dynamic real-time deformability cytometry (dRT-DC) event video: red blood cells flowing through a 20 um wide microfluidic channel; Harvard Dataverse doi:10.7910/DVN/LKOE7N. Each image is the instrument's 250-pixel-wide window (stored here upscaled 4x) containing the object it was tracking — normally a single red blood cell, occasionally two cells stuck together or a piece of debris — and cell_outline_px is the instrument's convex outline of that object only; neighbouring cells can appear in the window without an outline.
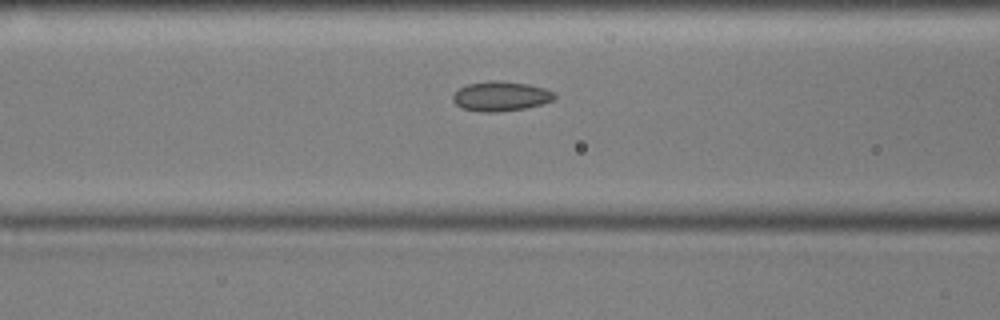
{"species": "common noctule bat (a hibernating species)", "species_latin": "Nyctalus noctula", "temperature_condition": "cold", "stored_images_in_passage": 51, "camera_frame_rate_fps": 3000, "um_per_image_px": 0.085, "animal": {"sex": "male", "body_mass_g": 17.9, "forearm_length_mm": 54.2}, "frame": {"image": 1, "passage_image": 17, "time_ms": 5.333, "image_size_px": [1000, 320], "cell_outline_px": [[556, 96], [552, 100], [540, 104], [524, 108], [496, 112], [480, 112], [464, 108], [456, 104], [452, 100], [452, 96], [460, 88], [468, 84], [488, 80], [500, 80], [528, 84], [544, 88], [552, 92]], "centroid_in_image_um": [42.54, 8.17], "position_along_channel_um": 124.1, "area_um2": 17.4}}
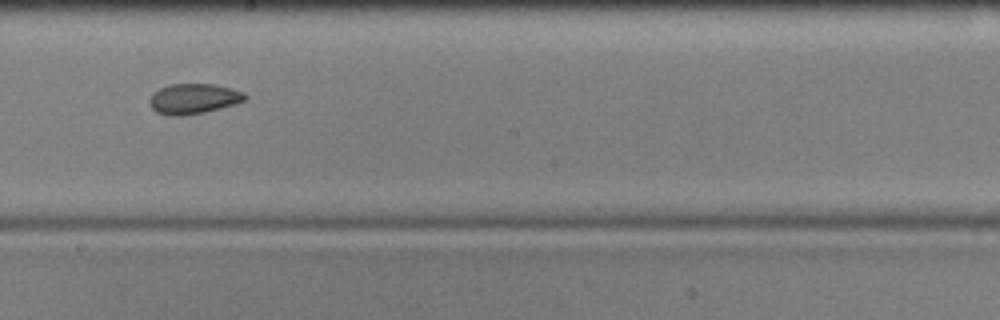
{"frame": {"image": 2, "passage_image": 26, "time_ms": 8.333, "image_size_px": [1000, 320], "cell_outline_px": [[248, 96], [244, 100], [220, 108], [204, 112], [180, 116], [168, 116], [156, 112], [152, 108], [148, 100], [152, 92], [168, 84], [216, 84], [232, 88], [244, 92]], "centroid_in_image_um": [16.41, 8.38], "position_along_channel_um": 231.8, "area_um2": 16.94}}
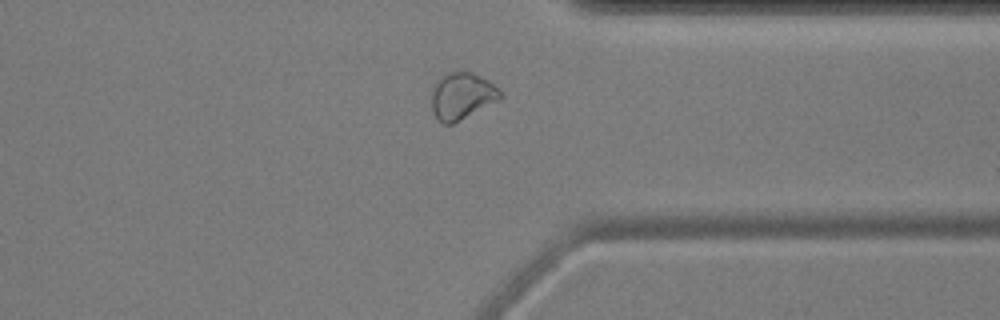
{"frame": {"image": 3, "passage_image": 38, "time_ms": 12.333, "image_size_px": [1000, 320], "cell_outline_px": [[504, 96], [500, 100], [452, 124], [444, 124], [436, 120], [432, 112], [432, 84], [444, 72], [472, 72], [488, 80], [504, 92]], "centroid_in_image_um": [39.26, 8.15], "position_along_channel_um": 372.1, "area_um2": 19.19}, "authors_computed_cell_mechanics": {"area_um2": 17.9758, "velocity_mm_per_s": 3.5899, "shape_relaxation_time_tau1_ms": null, "shape_relaxation_time_tau2_ms": 2.6125, "deformation_change_tau1": null, "deformation_change_tau2": 0.0617}}